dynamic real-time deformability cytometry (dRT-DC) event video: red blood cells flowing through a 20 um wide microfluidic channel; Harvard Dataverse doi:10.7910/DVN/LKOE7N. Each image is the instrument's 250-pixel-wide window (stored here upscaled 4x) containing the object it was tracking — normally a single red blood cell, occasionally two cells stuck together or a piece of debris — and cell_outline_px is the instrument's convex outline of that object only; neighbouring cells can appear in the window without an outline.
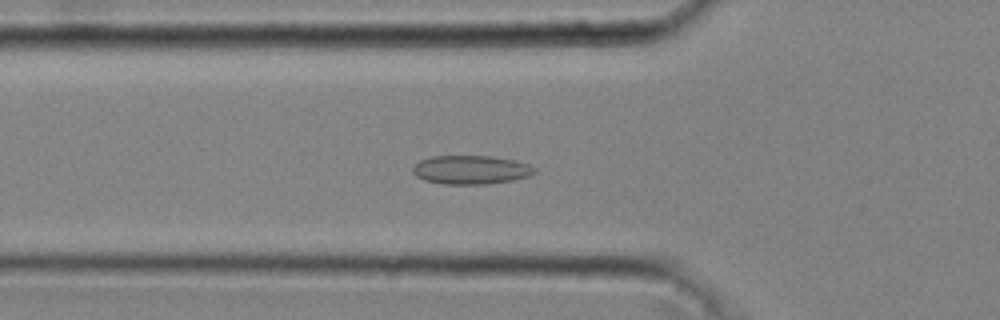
{"species": "common noctule bat (a hibernating species)", "species_latin": "Nyctalus noctula", "temperature_condition": "cold", "stored_images_in_passage": 46, "camera_frame_rate_fps": 3000, "um_per_image_px": 0.085, "animal": {"sex": "male", "body_mass_g": 20.4}, "frame": {"image": 1, "passage_image": 16, "time_ms": 5.0, "image_size_px": [1000, 320], "cell_outline_px": [[536, 172], [528, 176], [512, 180], [488, 184], [444, 184], [424, 180], [416, 176], [412, 172], [412, 168], [420, 160], [432, 156], [492, 156], [516, 160], [528, 164], [536, 168]], "centroid_in_image_um": [40.03, 14.43], "position_along_channel_um": 85.8, "area_um2": 20.46}}
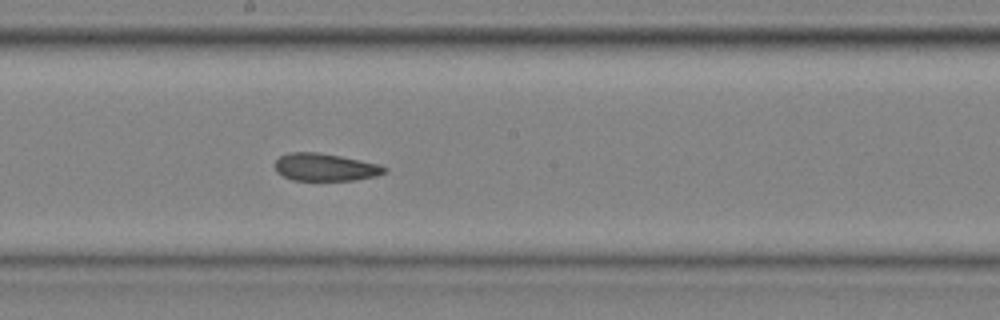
{"frame": {"image": 2, "passage_image": 26, "time_ms": 8.333, "image_size_px": [1000, 320], "cell_outline_px": [[388, 168], [384, 172], [376, 176], [356, 180], [292, 180], [276, 172], [276, 160], [280, 156], [288, 152], [316, 152], [340, 156], [380, 164]], "centroid_in_image_um": [27.64, 14.21], "position_along_channel_um": 220.6, "area_um2": 17.51}}
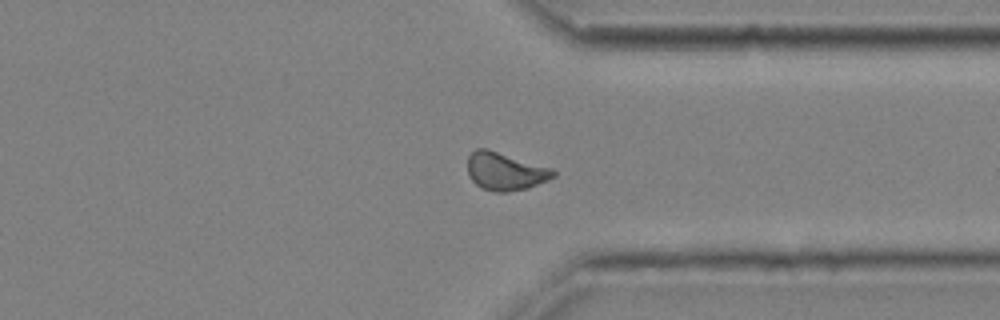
{"frame": {"image": 3, "passage_image": 37, "time_ms": 12.0, "image_size_px": [1000, 320], "cell_outline_px": [[556, 176], [548, 180], [528, 188], [508, 192], [496, 192], [480, 188], [468, 176], [468, 156], [476, 148], [484, 148], [552, 168], [556, 172]], "centroid_in_image_um": [42.94, 14.58], "position_along_channel_um": 368.5, "area_um2": 18.84}, "authors_computed_cell_mechanics": {"area_um2": 18.8139, "velocity_mm_per_s": 4.0381, "shape_relaxation_time_tau1_ms": null, "shape_relaxation_time_tau2_ms": 2.1889, "deformation_change_tau1": null, "deformation_change_tau2": 0.0832}}